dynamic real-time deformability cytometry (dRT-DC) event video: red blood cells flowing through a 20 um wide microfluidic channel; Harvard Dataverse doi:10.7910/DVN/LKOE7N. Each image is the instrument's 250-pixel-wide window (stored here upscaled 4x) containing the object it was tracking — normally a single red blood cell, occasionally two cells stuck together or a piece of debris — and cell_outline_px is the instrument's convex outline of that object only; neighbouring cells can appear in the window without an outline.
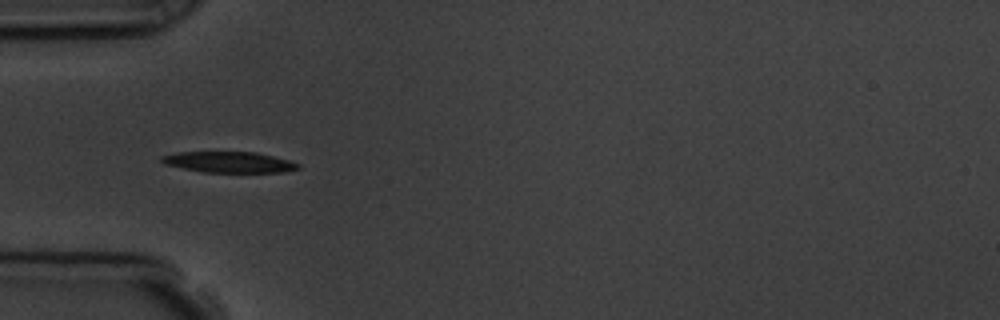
{"species": "common noctule bat (a hibernating species)", "species_latin": "Nyctalus noctula", "temperature_condition": "room temperature", "stored_images_in_passage": 8, "segment_of_instrument_passage": [2, 2], "camera_frame_rate_fps": 3000, "um_per_image_px": 0.085, "animal": {"sex": "male", "body_mass_g": 19.5, "forearm_length_mm": 54.6}, "frame": {"image": 1, "passage_image": 5, "time_ms": 4.667, "image_size_px": [1000, 320], "cell_outline_px": [[300, 168], [280, 172], [204, 172], [164, 164], [160, 160], [160, 156], [176, 152], [256, 152], [288, 160], [300, 164]], "centroid_in_image_um": [19.43, 13.77], "position_along_channel_um": 65.6, "area_um2": 16.47}}